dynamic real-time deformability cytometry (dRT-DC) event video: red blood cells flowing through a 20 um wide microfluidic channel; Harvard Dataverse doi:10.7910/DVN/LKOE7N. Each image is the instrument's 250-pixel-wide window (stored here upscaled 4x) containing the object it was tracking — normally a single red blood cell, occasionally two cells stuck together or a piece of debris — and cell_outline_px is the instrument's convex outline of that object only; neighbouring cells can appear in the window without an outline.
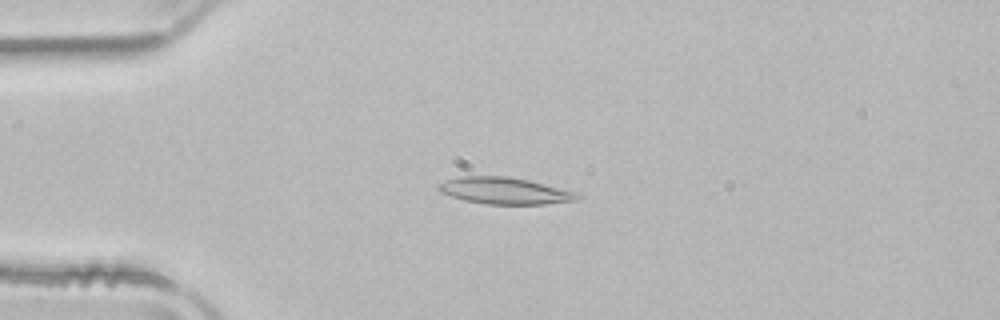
{"species": "common noctule bat (a hibernating species)", "species_latin": "Nyctalus noctula", "temperature_condition": "room temperature", "stored_images_in_passage": 44, "camera_frame_rate_fps": 3000, "um_per_image_px": 0.085, "animal": {"sex": "male", "body_mass_g": 21.5, "forearm_length_mm": 52.0}, "frame": {"image": 1, "passage_image": 5, "time_ms": 1.333, "image_size_px": [1000, 320], "cell_outline_px": [[584, 196], [580, 200], [544, 204], [484, 204], [464, 200], [440, 192], [436, 188], [436, 184], [444, 180], [456, 176], [508, 176], [528, 180], [580, 192]], "centroid_in_image_um": [42.93, 16.21], "position_along_channel_um": 42.1, "area_um2": 22.08}}
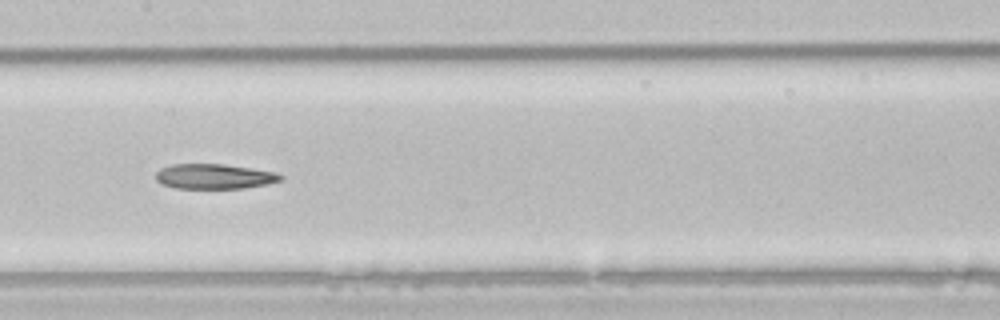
{"frame": {"image": 2, "passage_image": 18, "time_ms": 5.667, "image_size_px": [1000, 320], "cell_outline_px": [[284, 176], [280, 180], [268, 184], [244, 188], [176, 188], [160, 184], [156, 180], [156, 172], [160, 168], [172, 164], [224, 164], [276, 172]], "centroid_in_image_um": [18.19, 14.99], "position_along_channel_um": 189.2, "area_um2": 18.21}}
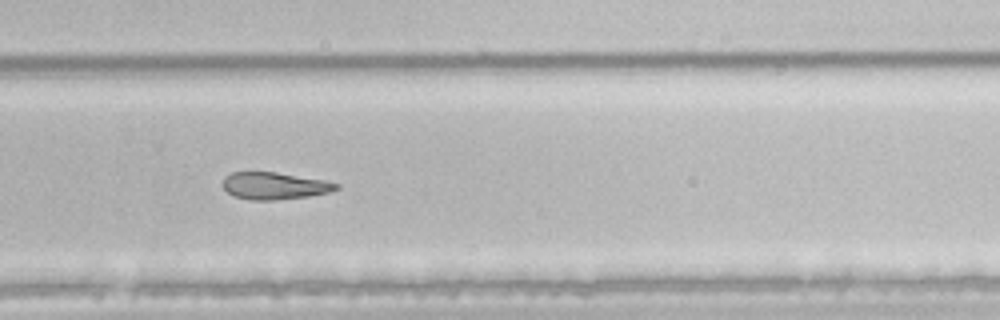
{"frame": {"image": 3, "passage_image": 27, "time_ms": 8.667, "image_size_px": [1000, 320], "cell_outline_px": [[340, 188], [328, 192], [308, 196], [276, 200], [248, 200], [236, 196], [228, 192], [224, 188], [224, 176], [232, 172], [276, 172], [324, 180], [340, 184]], "centroid_in_image_um": [23.34, 15.79], "position_along_channel_um": 306.5, "area_um2": 17.8}}